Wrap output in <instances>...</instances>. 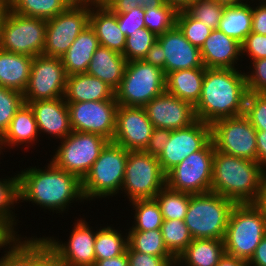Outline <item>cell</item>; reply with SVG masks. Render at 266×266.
<instances>
[{"label": "cell", "mask_w": 266, "mask_h": 266, "mask_svg": "<svg viewBox=\"0 0 266 266\" xmlns=\"http://www.w3.org/2000/svg\"><path fill=\"white\" fill-rule=\"evenodd\" d=\"M75 221L67 243L51 236H43L42 239L64 266H94L96 231L82 218Z\"/></svg>", "instance_id": "obj_16"}, {"label": "cell", "mask_w": 266, "mask_h": 266, "mask_svg": "<svg viewBox=\"0 0 266 266\" xmlns=\"http://www.w3.org/2000/svg\"><path fill=\"white\" fill-rule=\"evenodd\" d=\"M211 141V125L196 120L191 125L171 131V136L159 154L162 171L167 174L193 152L203 149Z\"/></svg>", "instance_id": "obj_17"}, {"label": "cell", "mask_w": 266, "mask_h": 266, "mask_svg": "<svg viewBox=\"0 0 266 266\" xmlns=\"http://www.w3.org/2000/svg\"><path fill=\"white\" fill-rule=\"evenodd\" d=\"M176 26L195 47L201 48L212 30L206 24L193 18L186 10L178 11Z\"/></svg>", "instance_id": "obj_41"}, {"label": "cell", "mask_w": 266, "mask_h": 266, "mask_svg": "<svg viewBox=\"0 0 266 266\" xmlns=\"http://www.w3.org/2000/svg\"><path fill=\"white\" fill-rule=\"evenodd\" d=\"M215 147L211 140L166 174V186L174 191L202 194L211 191Z\"/></svg>", "instance_id": "obj_11"}, {"label": "cell", "mask_w": 266, "mask_h": 266, "mask_svg": "<svg viewBox=\"0 0 266 266\" xmlns=\"http://www.w3.org/2000/svg\"><path fill=\"white\" fill-rule=\"evenodd\" d=\"M266 217V176L263 178L256 201L253 203Z\"/></svg>", "instance_id": "obj_57"}, {"label": "cell", "mask_w": 266, "mask_h": 266, "mask_svg": "<svg viewBox=\"0 0 266 266\" xmlns=\"http://www.w3.org/2000/svg\"><path fill=\"white\" fill-rule=\"evenodd\" d=\"M128 150L108 142L99 157L82 179V191L86 201L109 198L119 194L125 174Z\"/></svg>", "instance_id": "obj_6"}, {"label": "cell", "mask_w": 266, "mask_h": 266, "mask_svg": "<svg viewBox=\"0 0 266 266\" xmlns=\"http://www.w3.org/2000/svg\"><path fill=\"white\" fill-rule=\"evenodd\" d=\"M247 93L244 70L206 68L201 96L194 106L196 118L211 125L243 115Z\"/></svg>", "instance_id": "obj_2"}, {"label": "cell", "mask_w": 266, "mask_h": 266, "mask_svg": "<svg viewBox=\"0 0 266 266\" xmlns=\"http://www.w3.org/2000/svg\"><path fill=\"white\" fill-rule=\"evenodd\" d=\"M128 245L137 252L160 257H174L167 249L160 229L128 231Z\"/></svg>", "instance_id": "obj_38"}, {"label": "cell", "mask_w": 266, "mask_h": 266, "mask_svg": "<svg viewBox=\"0 0 266 266\" xmlns=\"http://www.w3.org/2000/svg\"><path fill=\"white\" fill-rule=\"evenodd\" d=\"M252 69L245 72L248 92H266V58L250 61Z\"/></svg>", "instance_id": "obj_47"}, {"label": "cell", "mask_w": 266, "mask_h": 266, "mask_svg": "<svg viewBox=\"0 0 266 266\" xmlns=\"http://www.w3.org/2000/svg\"><path fill=\"white\" fill-rule=\"evenodd\" d=\"M225 6L238 5L248 3L246 0H215ZM246 1V2H245Z\"/></svg>", "instance_id": "obj_63"}, {"label": "cell", "mask_w": 266, "mask_h": 266, "mask_svg": "<svg viewBox=\"0 0 266 266\" xmlns=\"http://www.w3.org/2000/svg\"><path fill=\"white\" fill-rule=\"evenodd\" d=\"M38 130L35 115L29 104L23 103L22 106L17 110L14 117L12 118L9 128L0 138V149L3 153V148L10 149L15 146H25L26 144L32 145L37 144L38 137L41 135Z\"/></svg>", "instance_id": "obj_26"}, {"label": "cell", "mask_w": 266, "mask_h": 266, "mask_svg": "<svg viewBox=\"0 0 266 266\" xmlns=\"http://www.w3.org/2000/svg\"><path fill=\"white\" fill-rule=\"evenodd\" d=\"M94 266H129L127 251L114 258L95 261Z\"/></svg>", "instance_id": "obj_56"}, {"label": "cell", "mask_w": 266, "mask_h": 266, "mask_svg": "<svg viewBox=\"0 0 266 266\" xmlns=\"http://www.w3.org/2000/svg\"><path fill=\"white\" fill-rule=\"evenodd\" d=\"M164 4L163 0H109L105 5L113 13H124L134 8L160 7Z\"/></svg>", "instance_id": "obj_50"}, {"label": "cell", "mask_w": 266, "mask_h": 266, "mask_svg": "<svg viewBox=\"0 0 266 266\" xmlns=\"http://www.w3.org/2000/svg\"><path fill=\"white\" fill-rule=\"evenodd\" d=\"M266 235V217L253 203L235 204L224 236L225 253L248 262Z\"/></svg>", "instance_id": "obj_5"}, {"label": "cell", "mask_w": 266, "mask_h": 266, "mask_svg": "<svg viewBox=\"0 0 266 266\" xmlns=\"http://www.w3.org/2000/svg\"><path fill=\"white\" fill-rule=\"evenodd\" d=\"M257 162L266 171V132L256 130Z\"/></svg>", "instance_id": "obj_54"}, {"label": "cell", "mask_w": 266, "mask_h": 266, "mask_svg": "<svg viewBox=\"0 0 266 266\" xmlns=\"http://www.w3.org/2000/svg\"><path fill=\"white\" fill-rule=\"evenodd\" d=\"M224 9L225 5L215 0H197L191 3L186 11L211 29H218Z\"/></svg>", "instance_id": "obj_42"}, {"label": "cell", "mask_w": 266, "mask_h": 266, "mask_svg": "<svg viewBox=\"0 0 266 266\" xmlns=\"http://www.w3.org/2000/svg\"><path fill=\"white\" fill-rule=\"evenodd\" d=\"M144 23L145 27L157 37L176 26L178 11L167 4L160 7L146 8Z\"/></svg>", "instance_id": "obj_40"}, {"label": "cell", "mask_w": 266, "mask_h": 266, "mask_svg": "<svg viewBox=\"0 0 266 266\" xmlns=\"http://www.w3.org/2000/svg\"><path fill=\"white\" fill-rule=\"evenodd\" d=\"M171 131L170 129L154 128L144 152L158 157L164 150L165 144L171 136Z\"/></svg>", "instance_id": "obj_51"}, {"label": "cell", "mask_w": 266, "mask_h": 266, "mask_svg": "<svg viewBox=\"0 0 266 266\" xmlns=\"http://www.w3.org/2000/svg\"><path fill=\"white\" fill-rule=\"evenodd\" d=\"M33 57L0 49V86L24 92Z\"/></svg>", "instance_id": "obj_29"}, {"label": "cell", "mask_w": 266, "mask_h": 266, "mask_svg": "<svg viewBox=\"0 0 266 266\" xmlns=\"http://www.w3.org/2000/svg\"><path fill=\"white\" fill-rule=\"evenodd\" d=\"M23 103L22 92L0 86V138L9 128L12 118Z\"/></svg>", "instance_id": "obj_44"}, {"label": "cell", "mask_w": 266, "mask_h": 266, "mask_svg": "<svg viewBox=\"0 0 266 266\" xmlns=\"http://www.w3.org/2000/svg\"><path fill=\"white\" fill-rule=\"evenodd\" d=\"M115 14H117L119 29L126 37L131 36L132 33L137 32L140 28H145V10L143 8L138 7L128 12Z\"/></svg>", "instance_id": "obj_46"}, {"label": "cell", "mask_w": 266, "mask_h": 266, "mask_svg": "<svg viewBox=\"0 0 266 266\" xmlns=\"http://www.w3.org/2000/svg\"><path fill=\"white\" fill-rule=\"evenodd\" d=\"M258 5L253 7L252 4V31L266 35V1L257 3Z\"/></svg>", "instance_id": "obj_52"}, {"label": "cell", "mask_w": 266, "mask_h": 266, "mask_svg": "<svg viewBox=\"0 0 266 266\" xmlns=\"http://www.w3.org/2000/svg\"><path fill=\"white\" fill-rule=\"evenodd\" d=\"M249 1V0H248ZM252 1L251 4L253 3L254 0H250ZM258 2H262V1H266V0H257ZM255 3H256V0H255Z\"/></svg>", "instance_id": "obj_66"}, {"label": "cell", "mask_w": 266, "mask_h": 266, "mask_svg": "<svg viewBox=\"0 0 266 266\" xmlns=\"http://www.w3.org/2000/svg\"><path fill=\"white\" fill-rule=\"evenodd\" d=\"M14 237L15 236L0 222V249L5 248Z\"/></svg>", "instance_id": "obj_59"}, {"label": "cell", "mask_w": 266, "mask_h": 266, "mask_svg": "<svg viewBox=\"0 0 266 266\" xmlns=\"http://www.w3.org/2000/svg\"><path fill=\"white\" fill-rule=\"evenodd\" d=\"M64 99L66 102L116 100L109 85L87 73L67 76Z\"/></svg>", "instance_id": "obj_25"}, {"label": "cell", "mask_w": 266, "mask_h": 266, "mask_svg": "<svg viewBox=\"0 0 266 266\" xmlns=\"http://www.w3.org/2000/svg\"><path fill=\"white\" fill-rule=\"evenodd\" d=\"M225 255L223 240L193 239L177 257L178 266H217Z\"/></svg>", "instance_id": "obj_31"}, {"label": "cell", "mask_w": 266, "mask_h": 266, "mask_svg": "<svg viewBox=\"0 0 266 266\" xmlns=\"http://www.w3.org/2000/svg\"><path fill=\"white\" fill-rule=\"evenodd\" d=\"M143 61L161 68L165 74V54L162 46L157 41L147 51Z\"/></svg>", "instance_id": "obj_53"}, {"label": "cell", "mask_w": 266, "mask_h": 266, "mask_svg": "<svg viewBox=\"0 0 266 266\" xmlns=\"http://www.w3.org/2000/svg\"><path fill=\"white\" fill-rule=\"evenodd\" d=\"M157 41V36L150 30L140 28L131 36L126 37L123 56L127 61L143 60L147 51Z\"/></svg>", "instance_id": "obj_43"}, {"label": "cell", "mask_w": 266, "mask_h": 266, "mask_svg": "<svg viewBox=\"0 0 266 266\" xmlns=\"http://www.w3.org/2000/svg\"><path fill=\"white\" fill-rule=\"evenodd\" d=\"M118 106L116 100L67 102L72 130L97 134L111 142Z\"/></svg>", "instance_id": "obj_15"}, {"label": "cell", "mask_w": 266, "mask_h": 266, "mask_svg": "<svg viewBox=\"0 0 266 266\" xmlns=\"http://www.w3.org/2000/svg\"><path fill=\"white\" fill-rule=\"evenodd\" d=\"M166 186V174L157 156L144 151H128L121 191L128 201L153 199Z\"/></svg>", "instance_id": "obj_9"}, {"label": "cell", "mask_w": 266, "mask_h": 266, "mask_svg": "<svg viewBox=\"0 0 266 266\" xmlns=\"http://www.w3.org/2000/svg\"><path fill=\"white\" fill-rule=\"evenodd\" d=\"M153 129L143 107L119 105L112 142L128 151H144Z\"/></svg>", "instance_id": "obj_18"}, {"label": "cell", "mask_w": 266, "mask_h": 266, "mask_svg": "<svg viewBox=\"0 0 266 266\" xmlns=\"http://www.w3.org/2000/svg\"><path fill=\"white\" fill-rule=\"evenodd\" d=\"M67 75L61 58L33 57L28 85L23 92L24 103L64 97Z\"/></svg>", "instance_id": "obj_14"}, {"label": "cell", "mask_w": 266, "mask_h": 266, "mask_svg": "<svg viewBox=\"0 0 266 266\" xmlns=\"http://www.w3.org/2000/svg\"><path fill=\"white\" fill-rule=\"evenodd\" d=\"M49 162L43 169L33 166L18 171L19 202L29 201L53 213H63L75 200H85L82 180Z\"/></svg>", "instance_id": "obj_1"}, {"label": "cell", "mask_w": 266, "mask_h": 266, "mask_svg": "<svg viewBox=\"0 0 266 266\" xmlns=\"http://www.w3.org/2000/svg\"><path fill=\"white\" fill-rule=\"evenodd\" d=\"M129 266H171L176 262L175 257H160L134 251L129 245L127 248Z\"/></svg>", "instance_id": "obj_49"}, {"label": "cell", "mask_w": 266, "mask_h": 266, "mask_svg": "<svg viewBox=\"0 0 266 266\" xmlns=\"http://www.w3.org/2000/svg\"><path fill=\"white\" fill-rule=\"evenodd\" d=\"M94 30L87 26L61 57L66 75L86 73L94 52L99 47Z\"/></svg>", "instance_id": "obj_28"}, {"label": "cell", "mask_w": 266, "mask_h": 266, "mask_svg": "<svg viewBox=\"0 0 266 266\" xmlns=\"http://www.w3.org/2000/svg\"><path fill=\"white\" fill-rule=\"evenodd\" d=\"M200 54L205 68L239 69L235 64L242 58L241 43L213 29L200 48Z\"/></svg>", "instance_id": "obj_22"}, {"label": "cell", "mask_w": 266, "mask_h": 266, "mask_svg": "<svg viewBox=\"0 0 266 266\" xmlns=\"http://www.w3.org/2000/svg\"><path fill=\"white\" fill-rule=\"evenodd\" d=\"M127 60L123 54L99 46L90 61L87 74L99 78L116 91L122 81Z\"/></svg>", "instance_id": "obj_27"}, {"label": "cell", "mask_w": 266, "mask_h": 266, "mask_svg": "<svg viewBox=\"0 0 266 266\" xmlns=\"http://www.w3.org/2000/svg\"><path fill=\"white\" fill-rule=\"evenodd\" d=\"M211 140L223 154L257 161L256 129L244 114L213 122Z\"/></svg>", "instance_id": "obj_12"}, {"label": "cell", "mask_w": 266, "mask_h": 266, "mask_svg": "<svg viewBox=\"0 0 266 266\" xmlns=\"http://www.w3.org/2000/svg\"><path fill=\"white\" fill-rule=\"evenodd\" d=\"M248 266H266V235L256 247Z\"/></svg>", "instance_id": "obj_55"}, {"label": "cell", "mask_w": 266, "mask_h": 266, "mask_svg": "<svg viewBox=\"0 0 266 266\" xmlns=\"http://www.w3.org/2000/svg\"><path fill=\"white\" fill-rule=\"evenodd\" d=\"M89 25L94 30L100 46L123 54L126 36L119 29L117 14L106 5H91Z\"/></svg>", "instance_id": "obj_24"}, {"label": "cell", "mask_w": 266, "mask_h": 266, "mask_svg": "<svg viewBox=\"0 0 266 266\" xmlns=\"http://www.w3.org/2000/svg\"><path fill=\"white\" fill-rule=\"evenodd\" d=\"M160 230L167 249L176 259L193 240L184 220L163 219Z\"/></svg>", "instance_id": "obj_39"}, {"label": "cell", "mask_w": 266, "mask_h": 266, "mask_svg": "<svg viewBox=\"0 0 266 266\" xmlns=\"http://www.w3.org/2000/svg\"><path fill=\"white\" fill-rule=\"evenodd\" d=\"M40 266H64L53 254H51Z\"/></svg>", "instance_id": "obj_62"}, {"label": "cell", "mask_w": 266, "mask_h": 266, "mask_svg": "<svg viewBox=\"0 0 266 266\" xmlns=\"http://www.w3.org/2000/svg\"><path fill=\"white\" fill-rule=\"evenodd\" d=\"M244 115L256 130L266 132V92L247 93Z\"/></svg>", "instance_id": "obj_45"}, {"label": "cell", "mask_w": 266, "mask_h": 266, "mask_svg": "<svg viewBox=\"0 0 266 266\" xmlns=\"http://www.w3.org/2000/svg\"><path fill=\"white\" fill-rule=\"evenodd\" d=\"M143 108L154 128L177 130L197 120L194 106L191 103L167 91L153 98Z\"/></svg>", "instance_id": "obj_19"}, {"label": "cell", "mask_w": 266, "mask_h": 266, "mask_svg": "<svg viewBox=\"0 0 266 266\" xmlns=\"http://www.w3.org/2000/svg\"><path fill=\"white\" fill-rule=\"evenodd\" d=\"M115 227L105 226L96 230L94 244L96 261L107 258H114L124 254L128 248V233H123L114 229Z\"/></svg>", "instance_id": "obj_35"}, {"label": "cell", "mask_w": 266, "mask_h": 266, "mask_svg": "<svg viewBox=\"0 0 266 266\" xmlns=\"http://www.w3.org/2000/svg\"><path fill=\"white\" fill-rule=\"evenodd\" d=\"M246 54L250 61L266 58V35L250 32L241 43L242 57Z\"/></svg>", "instance_id": "obj_48"}, {"label": "cell", "mask_w": 266, "mask_h": 266, "mask_svg": "<svg viewBox=\"0 0 266 266\" xmlns=\"http://www.w3.org/2000/svg\"><path fill=\"white\" fill-rule=\"evenodd\" d=\"M265 176L257 161L214 152L211 192L236 204L254 203Z\"/></svg>", "instance_id": "obj_3"}, {"label": "cell", "mask_w": 266, "mask_h": 266, "mask_svg": "<svg viewBox=\"0 0 266 266\" xmlns=\"http://www.w3.org/2000/svg\"><path fill=\"white\" fill-rule=\"evenodd\" d=\"M108 142L97 134L72 131L60 140L61 144L55 149L50 161L82 180Z\"/></svg>", "instance_id": "obj_10"}, {"label": "cell", "mask_w": 266, "mask_h": 266, "mask_svg": "<svg viewBox=\"0 0 266 266\" xmlns=\"http://www.w3.org/2000/svg\"><path fill=\"white\" fill-rule=\"evenodd\" d=\"M218 29L242 43L252 31V5L248 2L225 6Z\"/></svg>", "instance_id": "obj_32"}, {"label": "cell", "mask_w": 266, "mask_h": 266, "mask_svg": "<svg viewBox=\"0 0 266 266\" xmlns=\"http://www.w3.org/2000/svg\"><path fill=\"white\" fill-rule=\"evenodd\" d=\"M171 266H178V264L176 262H174Z\"/></svg>", "instance_id": "obj_67"}, {"label": "cell", "mask_w": 266, "mask_h": 266, "mask_svg": "<svg viewBox=\"0 0 266 266\" xmlns=\"http://www.w3.org/2000/svg\"><path fill=\"white\" fill-rule=\"evenodd\" d=\"M72 4H79V0H69Z\"/></svg>", "instance_id": "obj_65"}, {"label": "cell", "mask_w": 266, "mask_h": 266, "mask_svg": "<svg viewBox=\"0 0 266 266\" xmlns=\"http://www.w3.org/2000/svg\"><path fill=\"white\" fill-rule=\"evenodd\" d=\"M8 9H9L8 0H0V33H1L2 21Z\"/></svg>", "instance_id": "obj_61"}, {"label": "cell", "mask_w": 266, "mask_h": 266, "mask_svg": "<svg viewBox=\"0 0 266 266\" xmlns=\"http://www.w3.org/2000/svg\"><path fill=\"white\" fill-rule=\"evenodd\" d=\"M205 69H183L166 74V91L195 106L201 96Z\"/></svg>", "instance_id": "obj_30"}, {"label": "cell", "mask_w": 266, "mask_h": 266, "mask_svg": "<svg viewBox=\"0 0 266 266\" xmlns=\"http://www.w3.org/2000/svg\"><path fill=\"white\" fill-rule=\"evenodd\" d=\"M28 104L34 112L40 134L62 140L73 131L64 97L31 101Z\"/></svg>", "instance_id": "obj_21"}, {"label": "cell", "mask_w": 266, "mask_h": 266, "mask_svg": "<svg viewBox=\"0 0 266 266\" xmlns=\"http://www.w3.org/2000/svg\"><path fill=\"white\" fill-rule=\"evenodd\" d=\"M163 219L184 220L190 203V194L169 189L167 186L162 188L154 197Z\"/></svg>", "instance_id": "obj_37"}, {"label": "cell", "mask_w": 266, "mask_h": 266, "mask_svg": "<svg viewBox=\"0 0 266 266\" xmlns=\"http://www.w3.org/2000/svg\"><path fill=\"white\" fill-rule=\"evenodd\" d=\"M47 20L28 17L8 9L1 25L0 49L31 57L42 55Z\"/></svg>", "instance_id": "obj_8"}, {"label": "cell", "mask_w": 266, "mask_h": 266, "mask_svg": "<svg viewBox=\"0 0 266 266\" xmlns=\"http://www.w3.org/2000/svg\"><path fill=\"white\" fill-rule=\"evenodd\" d=\"M9 177L8 179L0 178V222L15 236L21 237L17 234V222L14 207L19 203V180L18 173ZM18 201V202H17ZM15 204V205H14ZM13 209V210H11Z\"/></svg>", "instance_id": "obj_33"}, {"label": "cell", "mask_w": 266, "mask_h": 266, "mask_svg": "<svg viewBox=\"0 0 266 266\" xmlns=\"http://www.w3.org/2000/svg\"><path fill=\"white\" fill-rule=\"evenodd\" d=\"M134 208V224L129 231H149L161 229L162 213L156 200L139 199L129 202Z\"/></svg>", "instance_id": "obj_36"}, {"label": "cell", "mask_w": 266, "mask_h": 266, "mask_svg": "<svg viewBox=\"0 0 266 266\" xmlns=\"http://www.w3.org/2000/svg\"><path fill=\"white\" fill-rule=\"evenodd\" d=\"M5 249L0 266H40L52 254L41 237H14Z\"/></svg>", "instance_id": "obj_23"}, {"label": "cell", "mask_w": 266, "mask_h": 266, "mask_svg": "<svg viewBox=\"0 0 266 266\" xmlns=\"http://www.w3.org/2000/svg\"><path fill=\"white\" fill-rule=\"evenodd\" d=\"M235 202L217 193L190 194L184 222L193 239L223 240Z\"/></svg>", "instance_id": "obj_4"}, {"label": "cell", "mask_w": 266, "mask_h": 266, "mask_svg": "<svg viewBox=\"0 0 266 266\" xmlns=\"http://www.w3.org/2000/svg\"><path fill=\"white\" fill-rule=\"evenodd\" d=\"M157 42L165 54V75L177 70L205 68L200 49L193 46L177 26L158 36Z\"/></svg>", "instance_id": "obj_20"}, {"label": "cell", "mask_w": 266, "mask_h": 266, "mask_svg": "<svg viewBox=\"0 0 266 266\" xmlns=\"http://www.w3.org/2000/svg\"><path fill=\"white\" fill-rule=\"evenodd\" d=\"M9 9L18 14L49 20L66 10L69 0H8Z\"/></svg>", "instance_id": "obj_34"}, {"label": "cell", "mask_w": 266, "mask_h": 266, "mask_svg": "<svg viewBox=\"0 0 266 266\" xmlns=\"http://www.w3.org/2000/svg\"><path fill=\"white\" fill-rule=\"evenodd\" d=\"M164 71L143 60L127 61L115 98L119 105L144 107L166 91Z\"/></svg>", "instance_id": "obj_7"}, {"label": "cell", "mask_w": 266, "mask_h": 266, "mask_svg": "<svg viewBox=\"0 0 266 266\" xmlns=\"http://www.w3.org/2000/svg\"><path fill=\"white\" fill-rule=\"evenodd\" d=\"M217 266H248L245 260L230 256L225 253V255L220 259Z\"/></svg>", "instance_id": "obj_58"}, {"label": "cell", "mask_w": 266, "mask_h": 266, "mask_svg": "<svg viewBox=\"0 0 266 266\" xmlns=\"http://www.w3.org/2000/svg\"><path fill=\"white\" fill-rule=\"evenodd\" d=\"M109 0H79V4L105 5Z\"/></svg>", "instance_id": "obj_64"}, {"label": "cell", "mask_w": 266, "mask_h": 266, "mask_svg": "<svg viewBox=\"0 0 266 266\" xmlns=\"http://www.w3.org/2000/svg\"><path fill=\"white\" fill-rule=\"evenodd\" d=\"M91 5L71 4L66 10L47 20L42 55L61 58L78 35L89 26Z\"/></svg>", "instance_id": "obj_13"}, {"label": "cell", "mask_w": 266, "mask_h": 266, "mask_svg": "<svg viewBox=\"0 0 266 266\" xmlns=\"http://www.w3.org/2000/svg\"><path fill=\"white\" fill-rule=\"evenodd\" d=\"M165 4L174 7L177 11L186 10L189 5L197 0H163Z\"/></svg>", "instance_id": "obj_60"}]
</instances>
